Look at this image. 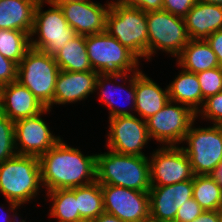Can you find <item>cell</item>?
<instances>
[{"instance_id": "17", "label": "cell", "mask_w": 222, "mask_h": 222, "mask_svg": "<svg viewBox=\"0 0 222 222\" xmlns=\"http://www.w3.org/2000/svg\"><path fill=\"white\" fill-rule=\"evenodd\" d=\"M46 107L18 81L0 87V111L16 121L42 113Z\"/></svg>"}, {"instance_id": "8", "label": "cell", "mask_w": 222, "mask_h": 222, "mask_svg": "<svg viewBox=\"0 0 222 222\" xmlns=\"http://www.w3.org/2000/svg\"><path fill=\"white\" fill-rule=\"evenodd\" d=\"M190 125L181 146L190 159L194 175H212L222 162V125L195 127Z\"/></svg>"}, {"instance_id": "9", "label": "cell", "mask_w": 222, "mask_h": 222, "mask_svg": "<svg viewBox=\"0 0 222 222\" xmlns=\"http://www.w3.org/2000/svg\"><path fill=\"white\" fill-rule=\"evenodd\" d=\"M146 20L148 61L159 50L176 58L190 40L184 18L156 10L146 12Z\"/></svg>"}, {"instance_id": "32", "label": "cell", "mask_w": 222, "mask_h": 222, "mask_svg": "<svg viewBox=\"0 0 222 222\" xmlns=\"http://www.w3.org/2000/svg\"><path fill=\"white\" fill-rule=\"evenodd\" d=\"M198 116H202L201 119H206L213 125H222V91L205 99L202 108L196 114V118Z\"/></svg>"}, {"instance_id": "12", "label": "cell", "mask_w": 222, "mask_h": 222, "mask_svg": "<svg viewBox=\"0 0 222 222\" xmlns=\"http://www.w3.org/2000/svg\"><path fill=\"white\" fill-rule=\"evenodd\" d=\"M148 157L151 186H167L194 176L190 159L180 146H159Z\"/></svg>"}, {"instance_id": "21", "label": "cell", "mask_w": 222, "mask_h": 222, "mask_svg": "<svg viewBox=\"0 0 222 222\" xmlns=\"http://www.w3.org/2000/svg\"><path fill=\"white\" fill-rule=\"evenodd\" d=\"M184 20L190 39L206 40L222 29V6L197 1Z\"/></svg>"}, {"instance_id": "27", "label": "cell", "mask_w": 222, "mask_h": 222, "mask_svg": "<svg viewBox=\"0 0 222 222\" xmlns=\"http://www.w3.org/2000/svg\"><path fill=\"white\" fill-rule=\"evenodd\" d=\"M76 200L84 222H92L104 212L103 192L97 181L76 187Z\"/></svg>"}, {"instance_id": "4", "label": "cell", "mask_w": 222, "mask_h": 222, "mask_svg": "<svg viewBox=\"0 0 222 222\" xmlns=\"http://www.w3.org/2000/svg\"><path fill=\"white\" fill-rule=\"evenodd\" d=\"M59 72L54 56L30 47L18 64L17 81L51 110Z\"/></svg>"}, {"instance_id": "1", "label": "cell", "mask_w": 222, "mask_h": 222, "mask_svg": "<svg viewBox=\"0 0 222 222\" xmlns=\"http://www.w3.org/2000/svg\"><path fill=\"white\" fill-rule=\"evenodd\" d=\"M41 183L46 192L88 185L96 181V154L85 155L61 138L39 157Z\"/></svg>"}, {"instance_id": "13", "label": "cell", "mask_w": 222, "mask_h": 222, "mask_svg": "<svg viewBox=\"0 0 222 222\" xmlns=\"http://www.w3.org/2000/svg\"><path fill=\"white\" fill-rule=\"evenodd\" d=\"M104 212L124 222H145L150 219L149 192L120 186L101 185Z\"/></svg>"}, {"instance_id": "34", "label": "cell", "mask_w": 222, "mask_h": 222, "mask_svg": "<svg viewBox=\"0 0 222 222\" xmlns=\"http://www.w3.org/2000/svg\"><path fill=\"white\" fill-rule=\"evenodd\" d=\"M18 65L0 53V87L17 81Z\"/></svg>"}, {"instance_id": "22", "label": "cell", "mask_w": 222, "mask_h": 222, "mask_svg": "<svg viewBox=\"0 0 222 222\" xmlns=\"http://www.w3.org/2000/svg\"><path fill=\"white\" fill-rule=\"evenodd\" d=\"M39 0H0V29L19 30L29 35Z\"/></svg>"}, {"instance_id": "39", "label": "cell", "mask_w": 222, "mask_h": 222, "mask_svg": "<svg viewBox=\"0 0 222 222\" xmlns=\"http://www.w3.org/2000/svg\"><path fill=\"white\" fill-rule=\"evenodd\" d=\"M92 222H124V221H122L121 219L112 214L103 212Z\"/></svg>"}, {"instance_id": "5", "label": "cell", "mask_w": 222, "mask_h": 222, "mask_svg": "<svg viewBox=\"0 0 222 222\" xmlns=\"http://www.w3.org/2000/svg\"><path fill=\"white\" fill-rule=\"evenodd\" d=\"M106 31L140 60L148 61V29L146 12L111 0L106 16Z\"/></svg>"}, {"instance_id": "15", "label": "cell", "mask_w": 222, "mask_h": 222, "mask_svg": "<svg viewBox=\"0 0 222 222\" xmlns=\"http://www.w3.org/2000/svg\"><path fill=\"white\" fill-rule=\"evenodd\" d=\"M61 8L68 25L76 34L92 35L106 31V16L111 1L102 5L92 0H54Z\"/></svg>"}, {"instance_id": "16", "label": "cell", "mask_w": 222, "mask_h": 222, "mask_svg": "<svg viewBox=\"0 0 222 222\" xmlns=\"http://www.w3.org/2000/svg\"><path fill=\"white\" fill-rule=\"evenodd\" d=\"M191 198L193 178L167 186H151L150 219L157 222H174L177 210Z\"/></svg>"}, {"instance_id": "33", "label": "cell", "mask_w": 222, "mask_h": 222, "mask_svg": "<svg viewBox=\"0 0 222 222\" xmlns=\"http://www.w3.org/2000/svg\"><path fill=\"white\" fill-rule=\"evenodd\" d=\"M204 209L195 201L194 198L186 200L177 210L174 222H191L196 219Z\"/></svg>"}, {"instance_id": "40", "label": "cell", "mask_w": 222, "mask_h": 222, "mask_svg": "<svg viewBox=\"0 0 222 222\" xmlns=\"http://www.w3.org/2000/svg\"><path fill=\"white\" fill-rule=\"evenodd\" d=\"M2 208V209H1ZM0 209L3 211L4 209H5V207H3V206H0ZM0 210V211H1ZM1 213V212H0ZM19 213H17V212H15V214H14V212H13V215H9L8 214V212H7V215H1L2 216V218H0L1 219V221L2 222H26V220H24V219H20V220H18V218H19V216L20 215H18ZM18 215V216H17ZM3 216H5V218H3ZM12 217H14V218H12ZM15 219V220H14Z\"/></svg>"}, {"instance_id": "42", "label": "cell", "mask_w": 222, "mask_h": 222, "mask_svg": "<svg viewBox=\"0 0 222 222\" xmlns=\"http://www.w3.org/2000/svg\"><path fill=\"white\" fill-rule=\"evenodd\" d=\"M197 1L207 3V4H215V5L222 6V0H197Z\"/></svg>"}, {"instance_id": "35", "label": "cell", "mask_w": 222, "mask_h": 222, "mask_svg": "<svg viewBox=\"0 0 222 222\" xmlns=\"http://www.w3.org/2000/svg\"><path fill=\"white\" fill-rule=\"evenodd\" d=\"M197 0H163L162 10L184 18Z\"/></svg>"}, {"instance_id": "2", "label": "cell", "mask_w": 222, "mask_h": 222, "mask_svg": "<svg viewBox=\"0 0 222 222\" xmlns=\"http://www.w3.org/2000/svg\"><path fill=\"white\" fill-rule=\"evenodd\" d=\"M42 188L39 157L16 155L0 163V194L8 203L7 211L17 212Z\"/></svg>"}, {"instance_id": "36", "label": "cell", "mask_w": 222, "mask_h": 222, "mask_svg": "<svg viewBox=\"0 0 222 222\" xmlns=\"http://www.w3.org/2000/svg\"><path fill=\"white\" fill-rule=\"evenodd\" d=\"M124 6L141 9L144 12L162 10L163 0H115Z\"/></svg>"}, {"instance_id": "24", "label": "cell", "mask_w": 222, "mask_h": 222, "mask_svg": "<svg viewBox=\"0 0 222 222\" xmlns=\"http://www.w3.org/2000/svg\"><path fill=\"white\" fill-rule=\"evenodd\" d=\"M176 58L178 68L196 74L219 67L217 56L206 40L190 39Z\"/></svg>"}, {"instance_id": "29", "label": "cell", "mask_w": 222, "mask_h": 222, "mask_svg": "<svg viewBox=\"0 0 222 222\" xmlns=\"http://www.w3.org/2000/svg\"><path fill=\"white\" fill-rule=\"evenodd\" d=\"M30 48V35L19 30L0 29V53L17 65Z\"/></svg>"}, {"instance_id": "6", "label": "cell", "mask_w": 222, "mask_h": 222, "mask_svg": "<svg viewBox=\"0 0 222 222\" xmlns=\"http://www.w3.org/2000/svg\"><path fill=\"white\" fill-rule=\"evenodd\" d=\"M86 51L98 74H131L140 71L139 58L107 31L86 35Z\"/></svg>"}, {"instance_id": "28", "label": "cell", "mask_w": 222, "mask_h": 222, "mask_svg": "<svg viewBox=\"0 0 222 222\" xmlns=\"http://www.w3.org/2000/svg\"><path fill=\"white\" fill-rule=\"evenodd\" d=\"M193 198L204 210H222V188L212 175L193 176Z\"/></svg>"}, {"instance_id": "19", "label": "cell", "mask_w": 222, "mask_h": 222, "mask_svg": "<svg viewBox=\"0 0 222 222\" xmlns=\"http://www.w3.org/2000/svg\"><path fill=\"white\" fill-rule=\"evenodd\" d=\"M130 76H132V77H130ZM128 79H129V81H128ZM116 80L119 82H117ZM122 80H123V82L127 80L129 82L128 83L129 85L126 87L123 84H121V85L118 84V83H120V81L122 82ZM114 81H115V83H117L116 87L114 86ZM110 84H111V86H110ZM112 85H113V87H112ZM98 89L100 90L99 91L100 93L97 92L98 94H100L99 100L102 103H104L105 106H107L109 109V117L108 118H113L116 116H124V115H134L131 111H135V98H136L135 72L131 73V75L130 74H122V73L98 74L97 79H96V84H95V91H97ZM124 89L128 93V94H126L127 99L130 102L132 101L131 105L129 106V108H130L129 110L123 109V107L118 108L120 105L118 104V102L116 104V101H114V98H113L114 93L116 94L115 91L123 93L122 91ZM115 98H117V97H115ZM116 105H119V106H116Z\"/></svg>"}, {"instance_id": "37", "label": "cell", "mask_w": 222, "mask_h": 222, "mask_svg": "<svg viewBox=\"0 0 222 222\" xmlns=\"http://www.w3.org/2000/svg\"><path fill=\"white\" fill-rule=\"evenodd\" d=\"M206 41L216 54L219 67L222 68V29L210 34Z\"/></svg>"}, {"instance_id": "26", "label": "cell", "mask_w": 222, "mask_h": 222, "mask_svg": "<svg viewBox=\"0 0 222 222\" xmlns=\"http://www.w3.org/2000/svg\"><path fill=\"white\" fill-rule=\"evenodd\" d=\"M47 196L52 200L49 216L57 218V222H84L78 210L76 187L51 190Z\"/></svg>"}, {"instance_id": "30", "label": "cell", "mask_w": 222, "mask_h": 222, "mask_svg": "<svg viewBox=\"0 0 222 222\" xmlns=\"http://www.w3.org/2000/svg\"><path fill=\"white\" fill-rule=\"evenodd\" d=\"M14 133V121L0 111V163L18 155Z\"/></svg>"}, {"instance_id": "11", "label": "cell", "mask_w": 222, "mask_h": 222, "mask_svg": "<svg viewBox=\"0 0 222 222\" xmlns=\"http://www.w3.org/2000/svg\"><path fill=\"white\" fill-rule=\"evenodd\" d=\"M106 146L109 150L126 155L146 156L142 151L151 141L145 120L136 115L109 118Z\"/></svg>"}, {"instance_id": "7", "label": "cell", "mask_w": 222, "mask_h": 222, "mask_svg": "<svg viewBox=\"0 0 222 222\" xmlns=\"http://www.w3.org/2000/svg\"><path fill=\"white\" fill-rule=\"evenodd\" d=\"M44 3L52 7L43 11ZM35 35H38L37 38H33ZM76 35L75 30L68 25L61 8L54 0L38 1L30 33V47L54 56L65 43Z\"/></svg>"}, {"instance_id": "18", "label": "cell", "mask_w": 222, "mask_h": 222, "mask_svg": "<svg viewBox=\"0 0 222 222\" xmlns=\"http://www.w3.org/2000/svg\"><path fill=\"white\" fill-rule=\"evenodd\" d=\"M98 73L94 70L72 72L60 70L55 83L53 104L65 105L85 101L95 91Z\"/></svg>"}, {"instance_id": "41", "label": "cell", "mask_w": 222, "mask_h": 222, "mask_svg": "<svg viewBox=\"0 0 222 222\" xmlns=\"http://www.w3.org/2000/svg\"><path fill=\"white\" fill-rule=\"evenodd\" d=\"M212 176L218 181L219 185L222 188V162L218 165Z\"/></svg>"}, {"instance_id": "43", "label": "cell", "mask_w": 222, "mask_h": 222, "mask_svg": "<svg viewBox=\"0 0 222 222\" xmlns=\"http://www.w3.org/2000/svg\"><path fill=\"white\" fill-rule=\"evenodd\" d=\"M145 222H157V221L149 219V220H146Z\"/></svg>"}, {"instance_id": "23", "label": "cell", "mask_w": 222, "mask_h": 222, "mask_svg": "<svg viewBox=\"0 0 222 222\" xmlns=\"http://www.w3.org/2000/svg\"><path fill=\"white\" fill-rule=\"evenodd\" d=\"M170 83L167 85L169 100L185 105L197 114L205 101L197 74L182 69Z\"/></svg>"}, {"instance_id": "14", "label": "cell", "mask_w": 222, "mask_h": 222, "mask_svg": "<svg viewBox=\"0 0 222 222\" xmlns=\"http://www.w3.org/2000/svg\"><path fill=\"white\" fill-rule=\"evenodd\" d=\"M50 111L49 108H46L36 116L14 122L15 146L18 155L40 157L61 139L60 136L53 135L46 121L41 118Z\"/></svg>"}, {"instance_id": "25", "label": "cell", "mask_w": 222, "mask_h": 222, "mask_svg": "<svg viewBox=\"0 0 222 222\" xmlns=\"http://www.w3.org/2000/svg\"><path fill=\"white\" fill-rule=\"evenodd\" d=\"M54 59L60 70L85 72L93 70L86 51V36L77 34L64 44Z\"/></svg>"}, {"instance_id": "3", "label": "cell", "mask_w": 222, "mask_h": 222, "mask_svg": "<svg viewBox=\"0 0 222 222\" xmlns=\"http://www.w3.org/2000/svg\"><path fill=\"white\" fill-rule=\"evenodd\" d=\"M96 181L101 185L149 192L151 182L148 156L119 154L111 150L98 153Z\"/></svg>"}, {"instance_id": "20", "label": "cell", "mask_w": 222, "mask_h": 222, "mask_svg": "<svg viewBox=\"0 0 222 222\" xmlns=\"http://www.w3.org/2000/svg\"><path fill=\"white\" fill-rule=\"evenodd\" d=\"M135 94L134 114L137 113L145 121L163 109L169 101L168 87L162 89L141 69L135 72Z\"/></svg>"}, {"instance_id": "38", "label": "cell", "mask_w": 222, "mask_h": 222, "mask_svg": "<svg viewBox=\"0 0 222 222\" xmlns=\"http://www.w3.org/2000/svg\"><path fill=\"white\" fill-rule=\"evenodd\" d=\"M222 210H204L196 219L191 222H220Z\"/></svg>"}, {"instance_id": "31", "label": "cell", "mask_w": 222, "mask_h": 222, "mask_svg": "<svg viewBox=\"0 0 222 222\" xmlns=\"http://www.w3.org/2000/svg\"><path fill=\"white\" fill-rule=\"evenodd\" d=\"M203 99H207L222 91V68L215 67L197 73Z\"/></svg>"}, {"instance_id": "10", "label": "cell", "mask_w": 222, "mask_h": 222, "mask_svg": "<svg viewBox=\"0 0 222 222\" xmlns=\"http://www.w3.org/2000/svg\"><path fill=\"white\" fill-rule=\"evenodd\" d=\"M196 119V113L189 107L169 100L146 123L150 138L160 146H179Z\"/></svg>"}]
</instances>
